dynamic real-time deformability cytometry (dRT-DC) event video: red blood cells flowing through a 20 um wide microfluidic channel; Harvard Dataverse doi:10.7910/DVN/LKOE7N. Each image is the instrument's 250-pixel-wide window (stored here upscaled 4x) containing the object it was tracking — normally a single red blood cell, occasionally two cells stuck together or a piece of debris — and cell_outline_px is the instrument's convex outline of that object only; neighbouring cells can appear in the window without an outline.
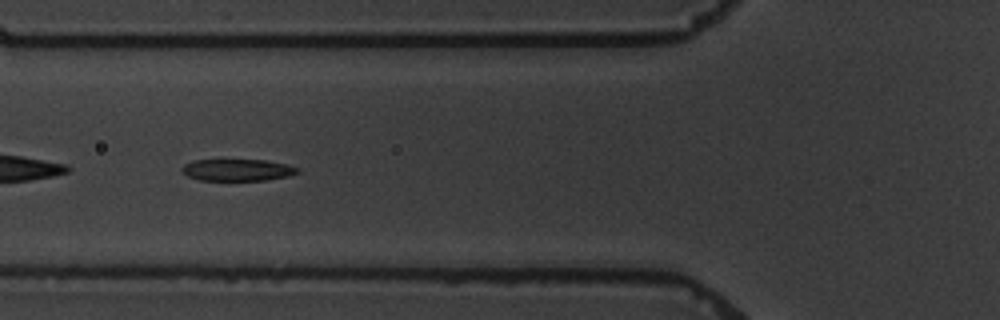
{"species": "common noctule bat (a hibernating species)", "species_latin": "Nyctalus noctula", "temperature_condition": "warm", "stored_images_in_passage": 5, "camera_frame_rate_fps": 3000, "um_per_image_px": 0.085, "animal": {"sex": "male", "body_mass_g": 19.5, "forearm_length_mm": 54.6}, "frame": {"image": 1, "passage_image": 5, "time_ms": 4.667, "image_size_px": [1000, 320], "cell_outline_px": [[300, 172], [288, 176], [264, 180], [200, 180], [188, 176], [180, 168], [184, 164], [192, 160], [264, 160], [288, 164], [300, 168]], "centroid_in_image_um": [20.2, 14.44], "position_along_channel_um": 105.6, "area_um2": 14.68}}